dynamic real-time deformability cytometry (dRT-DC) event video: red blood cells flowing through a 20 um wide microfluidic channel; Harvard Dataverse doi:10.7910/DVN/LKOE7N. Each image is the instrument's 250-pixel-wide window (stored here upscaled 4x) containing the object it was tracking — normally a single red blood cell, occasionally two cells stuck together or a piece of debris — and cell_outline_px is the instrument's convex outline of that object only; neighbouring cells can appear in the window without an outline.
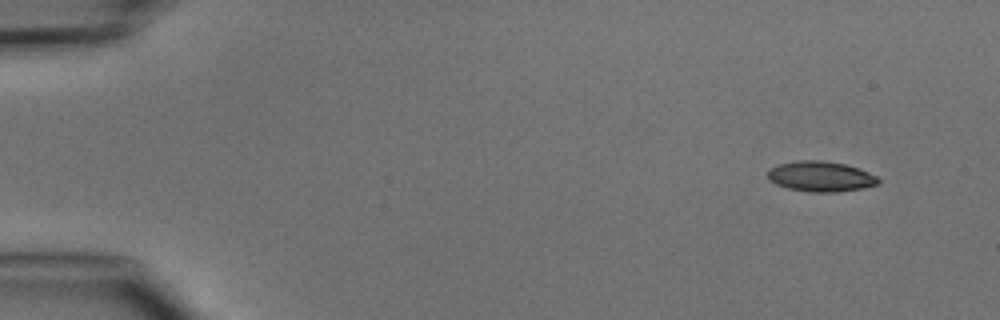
{"species": "common noctule bat (a hibernating species)", "species_latin": "Nyctalus noctula", "temperature_condition": "cold", "stored_images_in_passage": 3, "camera_frame_rate_fps": 3000, "um_per_image_px": 0.085, "animal": {"sex": "male", "body_mass_g": 15.6}, "frame": {"image": 1, "passage_image": 1, "time_ms": 0.0, "image_size_px": [1000, 320], "cell_outline_px": [[880, 184], [864, 188], [836, 192], [812, 192], [788, 188], [776, 184], [768, 180], [768, 168], [776, 164], [796, 160], [824, 160], [844, 164], [868, 172], [876, 176], [880, 180]], "centroid_in_image_um": [69.73, 14.99], "position_along_channel_um": 15.3, "area_um2": 19.71}}